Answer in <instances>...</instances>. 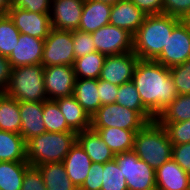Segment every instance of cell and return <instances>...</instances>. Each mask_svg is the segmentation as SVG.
<instances>
[{
	"mask_svg": "<svg viewBox=\"0 0 190 190\" xmlns=\"http://www.w3.org/2000/svg\"><path fill=\"white\" fill-rule=\"evenodd\" d=\"M172 148L166 129L157 120L135 133L133 151L154 170L172 158Z\"/></svg>",
	"mask_w": 190,
	"mask_h": 190,
	"instance_id": "obj_3",
	"label": "cell"
},
{
	"mask_svg": "<svg viewBox=\"0 0 190 190\" xmlns=\"http://www.w3.org/2000/svg\"><path fill=\"white\" fill-rule=\"evenodd\" d=\"M43 121L46 132H74L54 100L43 101Z\"/></svg>",
	"mask_w": 190,
	"mask_h": 190,
	"instance_id": "obj_32",
	"label": "cell"
},
{
	"mask_svg": "<svg viewBox=\"0 0 190 190\" xmlns=\"http://www.w3.org/2000/svg\"><path fill=\"white\" fill-rule=\"evenodd\" d=\"M119 86L108 81L98 79V94L101 106L116 103L117 92Z\"/></svg>",
	"mask_w": 190,
	"mask_h": 190,
	"instance_id": "obj_41",
	"label": "cell"
},
{
	"mask_svg": "<svg viewBox=\"0 0 190 190\" xmlns=\"http://www.w3.org/2000/svg\"><path fill=\"white\" fill-rule=\"evenodd\" d=\"M163 13L184 20L190 14V0H164Z\"/></svg>",
	"mask_w": 190,
	"mask_h": 190,
	"instance_id": "obj_38",
	"label": "cell"
},
{
	"mask_svg": "<svg viewBox=\"0 0 190 190\" xmlns=\"http://www.w3.org/2000/svg\"><path fill=\"white\" fill-rule=\"evenodd\" d=\"M138 60L133 51L106 56L99 78L118 86L130 82Z\"/></svg>",
	"mask_w": 190,
	"mask_h": 190,
	"instance_id": "obj_13",
	"label": "cell"
},
{
	"mask_svg": "<svg viewBox=\"0 0 190 190\" xmlns=\"http://www.w3.org/2000/svg\"><path fill=\"white\" fill-rule=\"evenodd\" d=\"M146 15L162 14L164 0H130Z\"/></svg>",
	"mask_w": 190,
	"mask_h": 190,
	"instance_id": "obj_44",
	"label": "cell"
},
{
	"mask_svg": "<svg viewBox=\"0 0 190 190\" xmlns=\"http://www.w3.org/2000/svg\"><path fill=\"white\" fill-rule=\"evenodd\" d=\"M116 103L128 109L135 110L147 123L156 118L143 106L135 84L130 81L119 86Z\"/></svg>",
	"mask_w": 190,
	"mask_h": 190,
	"instance_id": "obj_28",
	"label": "cell"
},
{
	"mask_svg": "<svg viewBox=\"0 0 190 190\" xmlns=\"http://www.w3.org/2000/svg\"><path fill=\"white\" fill-rule=\"evenodd\" d=\"M92 1H99V2H103V3L113 5V4H115L116 2H118L120 0H92Z\"/></svg>",
	"mask_w": 190,
	"mask_h": 190,
	"instance_id": "obj_47",
	"label": "cell"
},
{
	"mask_svg": "<svg viewBox=\"0 0 190 190\" xmlns=\"http://www.w3.org/2000/svg\"><path fill=\"white\" fill-rule=\"evenodd\" d=\"M172 159L190 174V142L173 145Z\"/></svg>",
	"mask_w": 190,
	"mask_h": 190,
	"instance_id": "obj_43",
	"label": "cell"
},
{
	"mask_svg": "<svg viewBox=\"0 0 190 190\" xmlns=\"http://www.w3.org/2000/svg\"><path fill=\"white\" fill-rule=\"evenodd\" d=\"M132 82L137 88L143 106L155 118L178 95L169 68L155 60L139 59L134 69Z\"/></svg>",
	"mask_w": 190,
	"mask_h": 190,
	"instance_id": "obj_1",
	"label": "cell"
},
{
	"mask_svg": "<svg viewBox=\"0 0 190 190\" xmlns=\"http://www.w3.org/2000/svg\"><path fill=\"white\" fill-rule=\"evenodd\" d=\"M159 123L166 129L172 145H180L190 142V120Z\"/></svg>",
	"mask_w": 190,
	"mask_h": 190,
	"instance_id": "obj_36",
	"label": "cell"
},
{
	"mask_svg": "<svg viewBox=\"0 0 190 190\" xmlns=\"http://www.w3.org/2000/svg\"><path fill=\"white\" fill-rule=\"evenodd\" d=\"M27 161H0V190H21Z\"/></svg>",
	"mask_w": 190,
	"mask_h": 190,
	"instance_id": "obj_27",
	"label": "cell"
},
{
	"mask_svg": "<svg viewBox=\"0 0 190 190\" xmlns=\"http://www.w3.org/2000/svg\"><path fill=\"white\" fill-rule=\"evenodd\" d=\"M4 93L19 102L47 101L44 66L35 64L12 68L8 88Z\"/></svg>",
	"mask_w": 190,
	"mask_h": 190,
	"instance_id": "obj_5",
	"label": "cell"
},
{
	"mask_svg": "<svg viewBox=\"0 0 190 190\" xmlns=\"http://www.w3.org/2000/svg\"><path fill=\"white\" fill-rule=\"evenodd\" d=\"M11 70L12 67L8 58L0 55V93H4L8 88Z\"/></svg>",
	"mask_w": 190,
	"mask_h": 190,
	"instance_id": "obj_45",
	"label": "cell"
},
{
	"mask_svg": "<svg viewBox=\"0 0 190 190\" xmlns=\"http://www.w3.org/2000/svg\"><path fill=\"white\" fill-rule=\"evenodd\" d=\"M190 59V27L181 20L172 30L161 54L155 59L171 68Z\"/></svg>",
	"mask_w": 190,
	"mask_h": 190,
	"instance_id": "obj_9",
	"label": "cell"
},
{
	"mask_svg": "<svg viewBox=\"0 0 190 190\" xmlns=\"http://www.w3.org/2000/svg\"><path fill=\"white\" fill-rule=\"evenodd\" d=\"M19 112L21 117L20 134L26 142L32 137L46 132L43 121V101L19 102Z\"/></svg>",
	"mask_w": 190,
	"mask_h": 190,
	"instance_id": "obj_18",
	"label": "cell"
},
{
	"mask_svg": "<svg viewBox=\"0 0 190 190\" xmlns=\"http://www.w3.org/2000/svg\"><path fill=\"white\" fill-rule=\"evenodd\" d=\"M76 75L73 66L55 65L44 67V87L48 100L72 96Z\"/></svg>",
	"mask_w": 190,
	"mask_h": 190,
	"instance_id": "obj_12",
	"label": "cell"
},
{
	"mask_svg": "<svg viewBox=\"0 0 190 190\" xmlns=\"http://www.w3.org/2000/svg\"><path fill=\"white\" fill-rule=\"evenodd\" d=\"M42 174L46 190H78L69 179L63 162L36 166Z\"/></svg>",
	"mask_w": 190,
	"mask_h": 190,
	"instance_id": "obj_25",
	"label": "cell"
},
{
	"mask_svg": "<svg viewBox=\"0 0 190 190\" xmlns=\"http://www.w3.org/2000/svg\"><path fill=\"white\" fill-rule=\"evenodd\" d=\"M77 142V132H44L26 142L30 166L63 162Z\"/></svg>",
	"mask_w": 190,
	"mask_h": 190,
	"instance_id": "obj_4",
	"label": "cell"
},
{
	"mask_svg": "<svg viewBox=\"0 0 190 190\" xmlns=\"http://www.w3.org/2000/svg\"><path fill=\"white\" fill-rule=\"evenodd\" d=\"M146 124L135 110L117 103L103 105L91 116V127H118L136 133Z\"/></svg>",
	"mask_w": 190,
	"mask_h": 190,
	"instance_id": "obj_7",
	"label": "cell"
},
{
	"mask_svg": "<svg viewBox=\"0 0 190 190\" xmlns=\"http://www.w3.org/2000/svg\"><path fill=\"white\" fill-rule=\"evenodd\" d=\"M44 50V39H38L28 34H20L8 60L12 68L41 64Z\"/></svg>",
	"mask_w": 190,
	"mask_h": 190,
	"instance_id": "obj_15",
	"label": "cell"
},
{
	"mask_svg": "<svg viewBox=\"0 0 190 190\" xmlns=\"http://www.w3.org/2000/svg\"><path fill=\"white\" fill-rule=\"evenodd\" d=\"M72 39L75 59L96 51L91 33L72 31Z\"/></svg>",
	"mask_w": 190,
	"mask_h": 190,
	"instance_id": "obj_37",
	"label": "cell"
},
{
	"mask_svg": "<svg viewBox=\"0 0 190 190\" xmlns=\"http://www.w3.org/2000/svg\"><path fill=\"white\" fill-rule=\"evenodd\" d=\"M12 4L13 0H0V14H6Z\"/></svg>",
	"mask_w": 190,
	"mask_h": 190,
	"instance_id": "obj_46",
	"label": "cell"
},
{
	"mask_svg": "<svg viewBox=\"0 0 190 190\" xmlns=\"http://www.w3.org/2000/svg\"><path fill=\"white\" fill-rule=\"evenodd\" d=\"M101 190H128L126 178L115 159L103 164Z\"/></svg>",
	"mask_w": 190,
	"mask_h": 190,
	"instance_id": "obj_34",
	"label": "cell"
},
{
	"mask_svg": "<svg viewBox=\"0 0 190 190\" xmlns=\"http://www.w3.org/2000/svg\"><path fill=\"white\" fill-rule=\"evenodd\" d=\"M74 60L72 31L52 28L44 40L41 64L44 67L55 65L73 66Z\"/></svg>",
	"mask_w": 190,
	"mask_h": 190,
	"instance_id": "obj_8",
	"label": "cell"
},
{
	"mask_svg": "<svg viewBox=\"0 0 190 190\" xmlns=\"http://www.w3.org/2000/svg\"><path fill=\"white\" fill-rule=\"evenodd\" d=\"M77 142L92 160V163H106L115 158L114 152L101 139L96 130L89 128L77 133Z\"/></svg>",
	"mask_w": 190,
	"mask_h": 190,
	"instance_id": "obj_20",
	"label": "cell"
},
{
	"mask_svg": "<svg viewBox=\"0 0 190 190\" xmlns=\"http://www.w3.org/2000/svg\"><path fill=\"white\" fill-rule=\"evenodd\" d=\"M184 21L188 24L190 27V14L184 19Z\"/></svg>",
	"mask_w": 190,
	"mask_h": 190,
	"instance_id": "obj_48",
	"label": "cell"
},
{
	"mask_svg": "<svg viewBox=\"0 0 190 190\" xmlns=\"http://www.w3.org/2000/svg\"><path fill=\"white\" fill-rule=\"evenodd\" d=\"M102 171V163H92L85 181L78 190H101Z\"/></svg>",
	"mask_w": 190,
	"mask_h": 190,
	"instance_id": "obj_40",
	"label": "cell"
},
{
	"mask_svg": "<svg viewBox=\"0 0 190 190\" xmlns=\"http://www.w3.org/2000/svg\"><path fill=\"white\" fill-rule=\"evenodd\" d=\"M158 122H181L190 120V94L177 95L156 118Z\"/></svg>",
	"mask_w": 190,
	"mask_h": 190,
	"instance_id": "obj_31",
	"label": "cell"
},
{
	"mask_svg": "<svg viewBox=\"0 0 190 190\" xmlns=\"http://www.w3.org/2000/svg\"><path fill=\"white\" fill-rule=\"evenodd\" d=\"M21 190H46L42 174L37 167L29 166L26 169Z\"/></svg>",
	"mask_w": 190,
	"mask_h": 190,
	"instance_id": "obj_39",
	"label": "cell"
},
{
	"mask_svg": "<svg viewBox=\"0 0 190 190\" xmlns=\"http://www.w3.org/2000/svg\"><path fill=\"white\" fill-rule=\"evenodd\" d=\"M96 130L101 139L109 146L114 154L132 151L134 148L133 130L118 127H91Z\"/></svg>",
	"mask_w": 190,
	"mask_h": 190,
	"instance_id": "obj_24",
	"label": "cell"
},
{
	"mask_svg": "<svg viewBox=\"0 0 190 190\" xmlns=\"http://www.w3.org/2000/svg\"><path fill=\"white\" fill-rule=\"evenodd\" d=\"M91 35L96 51L106 56L133 51V35L110 23L91 33Z\"/></svg>",
	"mask_w": 190,
	"mask_h": 190,
	"instance_id": "obj_10",
	"label": "cell"
},
{
	"mask_svg": "<svg viewBox=\"0 0 190 190\" xmlns=\"http://www.w3.org/2000/svg\"><path fill=\"white\" fill-rule=\"evenodd\" d=\"M147 15L130 0H120L112 5L109 23L125 29L132 35L139 29Z\"/></svg>",
	"mask_w": 190,
	"mask_h": 190,
	"instance_id": "obj_16",
	"label": "cell"
},
{
	"mask_svg": "<svg viewBox=\"0 0 190 190\" xmlns=\"http://www.w3.org/2000/svg\"><path fill=\"white\" fill-rule=\"evenodd\" d=\"M105 59L106 55L98 51L76 58L73 63L76 78L99 79Z\"/></svg>",
	"mask_w": 190,
	"mask_h": 190,
	"instance_id": "obj_30",
	"label": "cell"
},
{
	"mask_svg": "<svg viewBox=\"0 0 190 190\" xmlns=\"http://www.w3.org/2000/svg\"><path fill=\"white\" fill-rule=\"evenodd\" d=\"M65 117L67 125L74 132L91 128V116L77 102L74 96H66L54 100Z\"/></svg>",
	"mask_w": 190,
	"mask_h": 190,
	"instance_id": "obj_22",
	"label": "cell"
},
{
	"mask_svg": "<svg viewBox=\"0 0 190 190\" xmlns=\"http://www.w3.org/2000/svg\"><path fill=\"white\" fill-rule=\"evenodd\" d=\"M73 96L83 109L92 116L101 107L98 79L76 78Z\"/></svg>",
	"mask_w": 190,
	"mask_h": 190,
	"instance_id": "obj_23",
	"label": "cell"
},
{
	"mask_svg": "<svg viewBox=\"0 0 190 190\" xmlns=\"http://www.w3.org/2000/svg\"><path fill=\"white\" fill-rule=\"evenodd\" d=\"M19 101L0 93V130L20 134Z\"/></svg>",
	"mask_w": 190,
	"mask_h": 190,
	"instance_id": "obj_29",
	"label": "cell"
},
{
	"mask_svg": "<svg viewBox=\"0 0 190 190\" xmlns=\"http://www.w3.org/2000/svg\"><path fill=\"white\" fill-rule=\"evenodd\" d=\"M114 159L126 178L128 190H156L155 170L133 150L115 154Z\"/></svg>",
	"mask_w": 190,
	"mask_h": 190,
	"instance_id": "obj_6",
	"label": "cell"
},
{
	"mask_svg": "<svg viewBox=\"0 0 190 190\" xmlns=\"http://www.w3.org/2000/svg\"><path fill=\"white\" fill-rule=\"evenodd\" d=\"M181 19L167 14L147 15L133 35V52L139 59L155 60Z\"/></svg>",
	"mask_w": 190,
	"mask_h": 190,
	"instance_id": "obj_2",
	"label": "cell"
},
{
	"mask_svg": "<svg viewBox=\"0 0 190 190\" xmlns=\"http://www.w3.org/2000/svg\"><path fill=\"white\" fill-rule=\"evenodd\" d=\"M178 95L190 94V59L169 68Z\"/></svg>",
	"mask_w": 190,
	"mask_h": 190,
	"instance_id": "obj_35",
	"label": "cell"
},
{
	"mask_svg": "<svg viewBox=\"0 0 190 190\" xmlns=\"http://www.w3.org/2000/svg\"><path fill=\"white\" fill-rule=\"evenodd\" d=\"M156 190H190V174L172 158L155 170Z\"/></svg>",
	"mask_w": 190,
	"mask_h": 190,
	"instance_id": "obj_17",
	"label": "cell"
},
{
	"mask_svg": "<svg viewBox=\"0 0 190 190\" xmlns=\"http://www.w3.org/2000/svg\"><path fill=\"white\" fill-rule=\"evenodd\" d=\"M63 164L69 179L79 189L87 177L92 160L78 142L70 149Z\"/></svg>",
	"mask_w": 190,
	"mask_h": 190,
	"instance_id": "obj_21",
	"label": "cell"
},
{
	"mask_svg": "<svg viewBox=\"0 0 190 190\" xmlns=\"http://www.w3.org/2000/svg\"><path fill=\"white\" fill-rule=\"evenodd\" d=\"M85 0H51V27L56 30H78Z\"/></svg>",
	"mask_w": 190,
	"mask_h": 190,
	"instance_id": "obj_14",
	"label": "cell"
},
{
	"mask_svg": "<svg viewBox=\"0 0 190 190\" xmlns=\"http://www.w3.org/2000/svg\"><path fill=\"white\" fill-rule=\"evenodd\" d=\"M0 161H27L26 141L21 134L0 130Z\"/></svg>",
	"mask_w": 190,
	"mask_h": 190,
	"instance_id": "obj_26",
	"label": "cell"
},
{
	"mask_svg": "<svg viewBox=\"0 0 190 190\" xmlns=\"http://www.w3.org/2000/svg\"><path fill=\"white\" fill-rule=\"evenodd\" d=\"M12 6L36 13H50L51 0H13Z\"/></svg>",
	"mask_w": 190,
	"mask_h": 190,
	"instance_id": "obj_42",
	"label": "cell"
},
{
	"mask_svg": "<svg viewBox=\"0 0 190 190\" xmlns=\"http://www.w3.org/2000/svg\"><path fill=\"white\" fill-rule=\"evenodd\" d=\"M112 5L92 0H85L78 30L93 33L109 24Z\"/></svg>",
	"mask_w": 190,
	"mask_h": 190,
	"instance_id": "obj_19",
	"label": "cell"
},
{
	"mask_svg": "<svg viewBox=\"0 0 190 190\" xmlns=\"http://www.w3.org/2000/svg\"><path fill=\"white\" fill-rule=\"evenodd\" d=\"M20 36L19 30L7 14H0V55L9 57Z\"/></svg>",
	"mask_w": 190,
	"mask_h": 190,
	"instance_id": "obj_33",
	"label": "cell"
},
{
	"mask_svg": "<svg viewBox=\"0 0 190 190\" xmlns=\"http://www.w3.org/2000/svg\"><path fill=\"white\" fill-rule=\"evenodd\" d=\"M6 14L20 34H28L45 40L52 29L50 13H36L11 6Z\"/></svg>",
	"mask_w": 190,
	"mask_h": 190,
	"instance_id": "obj_11",
	"label": "cell"
}]
</instances>
